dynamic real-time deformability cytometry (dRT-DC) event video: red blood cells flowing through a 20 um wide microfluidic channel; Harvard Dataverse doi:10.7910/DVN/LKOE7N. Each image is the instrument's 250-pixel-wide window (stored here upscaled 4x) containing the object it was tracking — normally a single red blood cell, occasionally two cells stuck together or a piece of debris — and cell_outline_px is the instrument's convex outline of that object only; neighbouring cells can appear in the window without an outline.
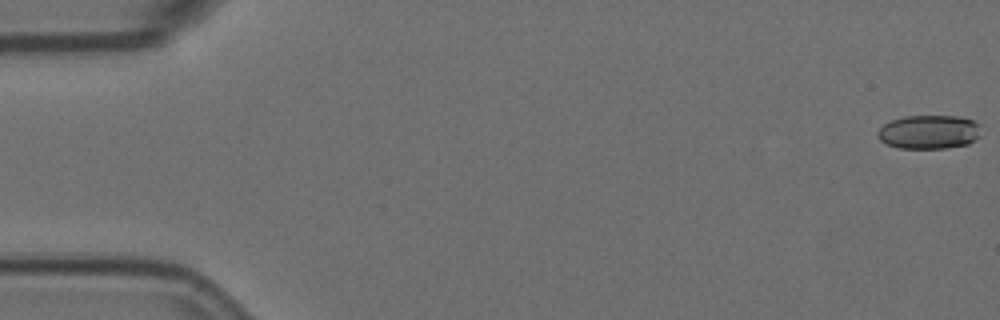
{"species": "Egyptian fruit bat (a non-hibernating species)", "species_latin": "Rousettus aegyptiacus", "temperature_condition": "room temperature", "stored_images_in_passage": 7, "camera_frame_rate_fps": 3000, "um_per_image_px": 0.085, "animal": {"sex": "female"}, "frame": {"image": 1, "passage_image": 1, "time_ms": 0.0, "image_size_px": [1000, 320], "cell_outline_px": [[980, 136], [968, 144], [948, 148], [900, 148], [888, 144], [880, 140], [876, 136], [876, 132], [884, 124], [892, 120], [904, 116], [960, 116], [972, 120], [980, 124]], "centroid_in_image_um": [78.98, 11.21], "position_along_channel_um": 6.0, "area_um2": 20.52}}
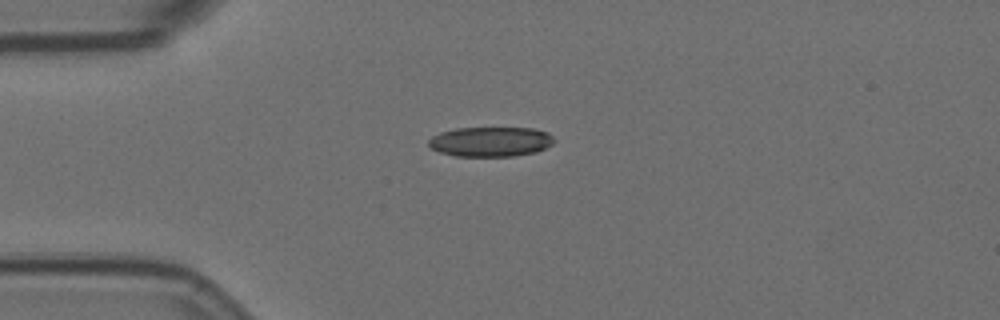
{"frame": {"image": 2, "passage_image": 5, "time_ms": 1.333, "image_size_px": [1000, 320], "cell_outline_px": [[556, 140], [552, 144], [536, 152], [512, 156], [456, 156], [440, 152], [432, 148], [428, 144], [428, 140], [432, 136], [440, 132], [456, 128], [532, 128], [548, 132]], "centroid_in_image_um": [41.7, 12.04], "position_along_channel_um": 43.3, "area_um2": 21.79}}
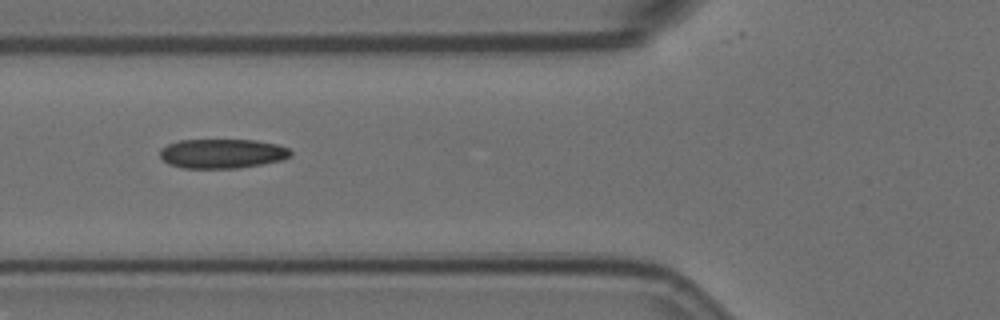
{"frame": {"image": 3, "passage_image": 7, "time_ms": 2.0, "image_size_px": [1000, 320], "cell_outline_px": [[292, 156], [284, 160], [240, 168], [184, 168], [168, 164], [160, 156], [160, 148], [168, 144], [180, 140], [256, 140], [276, 144], [288, 148], [292, 152]], "centroid_in_image_um": [18.91, 13.06], "position_along_channel_um": 106.9, "area_um2": 22.54}}